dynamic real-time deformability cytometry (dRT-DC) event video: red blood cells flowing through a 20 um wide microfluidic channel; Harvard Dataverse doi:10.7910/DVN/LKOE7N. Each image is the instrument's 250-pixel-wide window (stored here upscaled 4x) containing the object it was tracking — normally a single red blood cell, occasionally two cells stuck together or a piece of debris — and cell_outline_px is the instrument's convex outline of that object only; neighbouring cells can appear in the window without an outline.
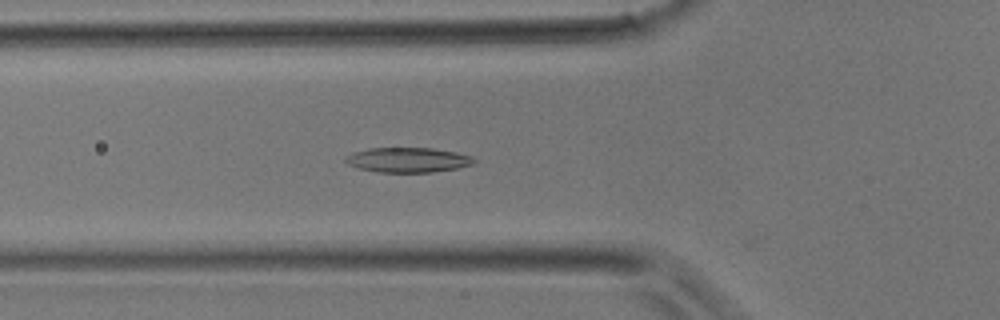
{"species": "common noctule bat (a hibernating species)", "species_latin": "Nyctalus noctula", "temperature_condition": "room temperature", "stored_images_in_passage": 40, "camera_frame_rate_fps": 3000, "um_per_image_px": 0.085, "animal": {"sex": "male", "body_mass_g": 17.9}, "frame": {"image": 1, "passage_image": 14, "time_ms": 4.333, "image_size_px": [1000, 320], "cell_outline_px": [[476, 164], [456, 168], [432, 172], [376, 172], [356, 168], [348, 164], [344, 160], [352, 152], [368, 148], [432, 148], [456, 152], [472, 156], [476, 160]], "centroid_in_image_um": [34.67, 13.59], "position_along_channel_um": 91.1, "area_um2": 18.73}}
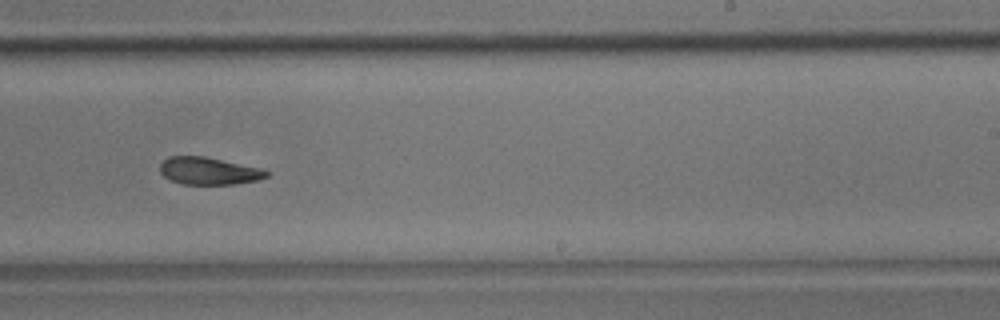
{"frame": {"image": 2, "passage_image": 25, "time_ms": 8.0, "image_size_px": [1000, 320], "cell_outline_px": [[272, 172], [268, 176], [256, 180], [232, 184], [184, 184], [172, 180], [164, 176], [160, 172], [160, 164], [168, 156], [204, 156], [264, 168]], "centroid_in_image_um": [17.79, 14.52], "position_along_channel_um": 271.2, "area_um2": 17.05}}
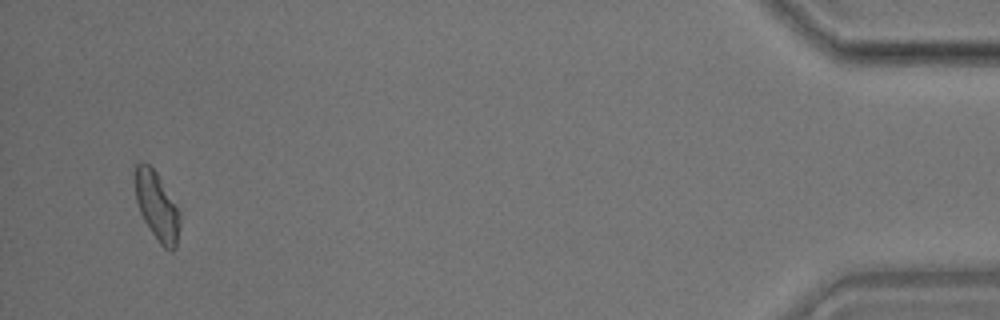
{"frame": {"image": 3, "passage_image": 39, "time_ms": 12.667, "image_size_px": [1000, 320], "cell_outline_px": [[180, 228], [176, 248], [172, 252], [164, 248], [160, 244], [144, 220], [140, 212], [136, 200], [132, 172], [132, 164], [144, 160], [156, 172], [176, 204], [180, 212]], "centroid_in_image_um": [13.3, 17.46], "position_along_channel_um": 421.9, "area_um2": 18.44}}